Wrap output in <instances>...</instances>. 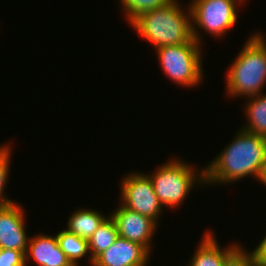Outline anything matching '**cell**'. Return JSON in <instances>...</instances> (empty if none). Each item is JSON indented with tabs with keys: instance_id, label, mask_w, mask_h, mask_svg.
Instances as JSON below:
<instances>
[{
	"instance_id": "cell-4",
	"label": "cell",
	"mask_w": 266,
	"mask_h": 266,
	"mask_svg": "<svg viewBox=\"0 0 266 266\" xmlns=\"http://www.w3.org/2000/svg\"><path fill=\"white\" fill-rule=\"evenodd\" d=\"M194 166L181 160H170L148 175L160 203L170 208L183 203L195 182L205 185V168L195 171ZM197 180V181H196Z\"/></svg>"
},
{
	"instance_id": "cell-6",
	"label": "cell",
	"mask_w": 266,
	"mask_h": 266,
	"mask_svg": "<svg viewBox=\"0 0 266 266\" xmlns=\"http://www.w3.org/2000/svg\"><path fill=\"white\" fill-rule=\"evenodd\" d=\"M245 0H192L189 4L193 38L200 44V30L222 37L237 21L236 4ZM198 26V27H196ZM198 28V29H197Z\"/></svg>"
},
{
	"instance_id": "cell-19",
	"label": "cell",
	"mask_w": 266,
	"mask_h": 266,
	"mask_svg": "<svg viewBox=\"0 0 266 266\" xmlns=\"http://www.w3.org/2000/svg\"><path fill=\"white\" fill-rule=\"evenodd\" d=\"M239 247L225 262L224 266H261L253 252Z\"/></svg>"
},
{
	"instance_id": "cell-20",
	"label": "cell",
	"mask_w": 266,
	"mask_h": 266,
	"mask_svg": "<svg viewBox=\"0 0 266 266\" xmlns=\"http://www.w3.org/2000/svg\"><path fill=\"white\" fill-rule=\"evenodd\" d=\"M0 266H27L25 255L19 250L0 249Z\"/></svg>"
},
{
	"instance_id": "cell-18",
	"label": "cell",
	"mask_w": 266,
	"mask_h": 266,
	"mask_svg": "<svg viewBox=\"0 0 266 266\" xmlns=\"http://www.w3.org/2000/svg\"><path fill=\"white\" fill-rule=\"evenodd\" d=\"M11 150L12 149L9 148V145L4 144L2 147L0 146V206L13 202L6 198L3 193L6 183L8 182Z\"/></svg>"
},
{
	"instance_id": "cell-13",
	"label": "cell",
	"mask_w": 266,
	"mask_h": 266,
	"mask_svg": "<svg viewBox=\"0 0 266 266\" xmlns=\"http://www.w3.org/2000/svg\"><path fill=\"white\" fill-rule=\"evenodd\" d=\"M106 218L96 210L79 209L70 215L67 230L89 241Z\"/></svg>"
},
{
	"instance_id": "cell-3",
	"label": "cell",
	"mask_w": 266,
	"mask_h": 266,
	"mask_svg": "<svg viewBox=\"0 0 266 266\" xmlns=\"http://www.w3.org/2000/svg\"><path fill=\"white\" fill-rule=\"evenodd\" d=\"M252 34L227 71L226 89L232 97L256 96L266 83V38Z\"/></svg>"
},
{
	"instance_id": "cell-9",
	"label": "cell",
	"mask_w": 266,
	"mask_h": 266,
	"mask_svg": "<svg viewBox=\"0 0 266 266\" xmlns=\"http://www.w3.org/2000/svg\"><path fill=\"white\" fill-rule=\"evenodd\" d=\"M24 215L22 207L14 201L0 206V249L19 250L25 255L29 238Z\"/></svg>"
},
{
	"instance_id": "cell-15",
	"label": "cell",
	"mask_w": 266,
	"mask_h": 266,
	"mask_svg": "<svg viewBox=\"0 0 266 266\" xmlns=\"http://www.w3.org/2000/svg\"><path fill=\"white\" fill-rule=\"evenodd\" d=\"M248 98L250 100L244 108L248 122L242 129L266 138V94Z\"/></svg>"
},
{
	"instance_id": "cell-7",
	"label": "cell",
	"mask_w": 266,
	"mask_h": 266,
	"mask_svg": "<svg viewBox=\"0 0 266 266\" xmlns=\"http://www.w3.org/2000/svg\"><path fill=\"white\" fill-rule=\"evenodd\" d=\"M121 204L137 213L153 219L158 224V218L163 211L154 192L152 182L147 174L131 172L121 181Z\"/></svg>"
},
{
	"instance_id": "cell-8",
	"label": "cell",
	"mask_w": 266,
	"mask_h": 266,
	"mask_svg": "<svg viewBox=\"0 0 266 266\" xmlns=\"http://www.w3.org/2000/svg\"><path fill=\"white\" fill-rule=\"evenodd\" d=\"M115 222L118 236L142 245L149 253L152 236L158 224L151 218L120 205L109 214ZM151 246V247H150Z\"/></svg>"
},
{
	"instance_id": "cell-17",
	"label": "cell",
	"mask_w": 266,
	"mask_h": 266,
	"mask_svg": "<svg viewBox=\"0 0 266 266\" xmlns=\"http://www.w3.org/2000/svg\"><path fill=\"white\" fill-rule=\"evenodd\" d=\"M173 0H119L129 24L140 14L168 5Z\"/></svg>"
},
{
	"instance_id": "cell-14",
	"label": "cell",
	"mask_w": 266,
	"mask_h": 266,
	"mask_svg": "<svg viewBox=\"0 0 266 266\" xmlns=\"http://www.w3.org/2000/svg\"><path fill=\"white\" fill-rule=\"evenodd\" d=\"M118 237V231L114 220L109 215L93 233L89 239V264L93 265L94 260L105 250H107Z\"/></svg>"
},
{
	"instance_id": "cell-10",
	"label": "cell",
	"mask_w": 266,
	"mask_h": 266,
	"mask_svg": "<svg viewBox=\"0 0 266 266\" xmlns=\"http://www.w3.org/2000/svg\"><path fill=\"white\" fill-rule=\"evenodd\" d=\"M150 253L140 244L118 236L92 266H146Z\"/></svg>"
},
{
	"instance_id": "cell-1",
	"label": "cell",
	"mask_w": 266,
	"mask_h": 266,
	"mask_svg": "<svg viewBox=\"0 0 266 266\" xmlns=\"http://www.w3.org/2000/svg\"><path fill=\"white\" fill-rule=\"evenodd\" d=\"M229 143L205 166V183L227 185L248 175L260 181L266 166V138L241 128Z\"/></svg>"
},
{
	"instance_id": "cell-16",
	"label": "cell",
	"mask_w": 266,
	"mask_h": 266,
	"mask_svg": "<svg viewBox=\"0 0 266 266\" xmlns=\"http://www.w3.org/2000/svg\"><path fill=\"white\" fill-rule=\"evenodd\" d=\"M56 238L60 249L73 266H78L79 260L90 253L88 240L77 236L67 229L58 232Z\"/></svg>"
},
{
	"instance_id": "cell-12",
	"label": "cell",
	"mask_w": 266,
	"mask_h": 266,
	"mask_svg": "<svg viewBox=\"0 0 266 266\" xmlns=\"http://www.w3.org/2000/svg\"><path fill=\"white\" fill-rule=\"evenodd\" d=\"M213 232H206L198 245L189 266H224L226 260L240 247L230 244L221 249Z\"/></svg>"
},
{
	"instance_id": "cell-21",
	"label": "cell",
	"mask_w": 266,
	"mask_h": 266,
	"mask_svg": "<svg viewBox=\"0 0 266 266\" xmlns=\"http://www.w3.org/2000/svg\"><path fill=\"white\" fill-rule=\"evenodd\" d=\"M252 252L260 263V265L266 266V235L261 240L258 247L256 246V248Z\"/></svg>"
},
{
	"instance_id": "cell-22",
	"label": "cell",
	"mask_w": 266,
	"mask_h": 266,
	"mask_svg": "<svg viewBox=\"0 0 266 266\" xmlns=\"http://www.w3.org/2000/svg\"><path fill=\"white\" fill-rule=\"evenodd\" d=\"M260 182H262L266 186V166L264 168L263 175L261 177Z\"/></svg>"
},
{
	"instance_id": "cell-5",
	"label": "cell",
	"mask_w": 266,
	"mask_h": 266,
	"mask_svg": "<svg viewBox=\"0 0 266 266\" xmlns=\"http://www.w3.org/2000/svg\"><path fill=\"white\" fill-rule=\"evenodd\" d=\"M201 45L193 38L191 41L156 48L158 59L164 74L173 82L194 87L202 81Z\"/></svg>"
},
{
	"instance_id": "cell-11",
	"label": "cell",
	"mask_w": 266,
	"mask_h": 266,
	"mask_svg": "<svg viewBox=\"0 0 266 266\" xmlns=\"http://www.w3.org/2000/svg\"><path fill=\"white\" fill-rule=\"evenodd\" d=\"M33 259L38 266H73L60 249L55 236L39 234L29 237L25 265Z\"/></svg>"
},
{
	"instance_id": "cell-2",
	"label": "cell",
	"mask_w": 266,
	"mask_h": 266,
	"mask_svg": "<svg viewBox=\"0 0 266 266\" xmlns=\"http://www.w3.org/2000/svg\"><path fill=\"white\" fill-rule=\"evenodd\" d=\"M177 0L140 14L130 24L139 36L155 48L184 44L193 39L191 11L187 13Z\"/></svg>"
}]
</instances>
